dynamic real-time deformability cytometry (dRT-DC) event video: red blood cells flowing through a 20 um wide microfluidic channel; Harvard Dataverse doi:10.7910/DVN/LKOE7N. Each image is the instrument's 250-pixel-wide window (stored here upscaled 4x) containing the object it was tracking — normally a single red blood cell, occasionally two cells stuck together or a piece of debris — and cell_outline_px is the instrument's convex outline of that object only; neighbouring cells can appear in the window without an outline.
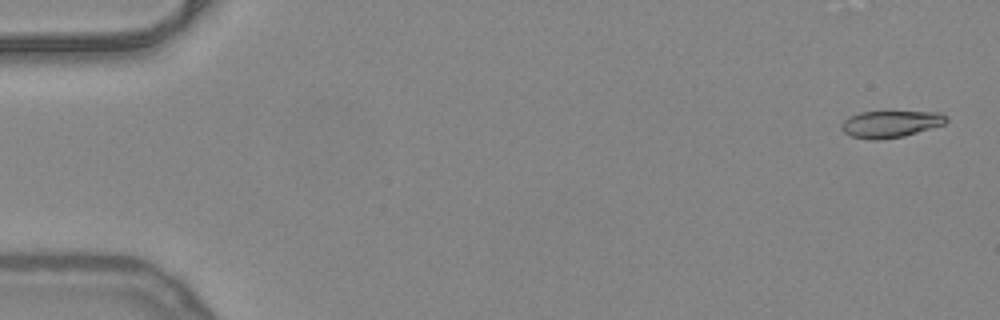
{"species": "common noctule bat (a hibernating species)", "species_latin": "Nyctalus noctula", "temperature_condition": "warm", "stored_images_in_passage": 52, "camera_frame_rate_fps": 3000, "um_per_image_px": 0.085, "animal": {"sex": "female", "body_mass_g": 24.6, "forearm_length_mm": 56.2}, "frame": {"image": 1, "passage_image": 2, "time_ms": 0.333, "image_size_px": [1000, 320], "cell_outline_px": [[948, 120], [944, 124], [904, 136], [880, 140], [868, 140], [852, 136], [844, 132], [840, 128], [840, 124], [848, 116], [860, 112], [940, 112], [948, 116]], "centroid_in_image_um": [75.67, 10.54], "position_along_channel_um": 9.3, "area_um2": 16.47}}
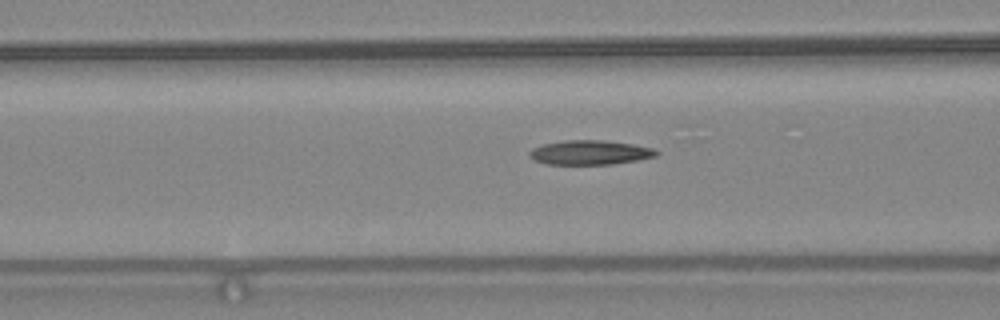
{"frame": {"image": 2, "passage_image": 21, "time_ms": 6.667, "image_size_px": [1000, 320], "cell_outline_px": [[660, 152], [656, 156], [640, 160], [612, 164], [544, 164], [532, 160], [528, 156], [528, 152], [532, 148], [544, 144], [564, 140], [604, 140], [632, 144], [652, 148]], "centroid_in_image_um": [50.12, 12.97], "position_along_channel_um": 116.5, "area_um2": 18.21}}
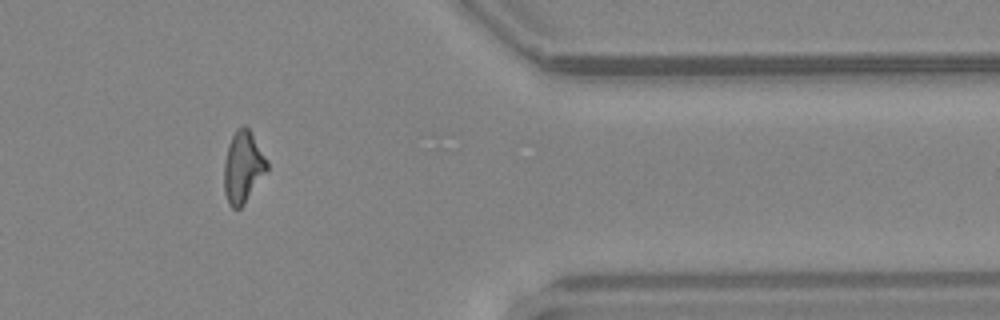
{"frame": {"image": 3, "passage_image": 43, "time_ms": 14.0, "image_size_px": [1000, 320], "cell_outline_px": [[268, 168], [244, 204], [240, 208], [232, 208], [228, 204], [224, 192], [224, 164], [228, 144], [236, 128], [244, 124], [252, 132], [268, 160]], "centroid_in_image_um": [20.65, 14.17], "position_along_channel_um": 390.8, "area_um2": 18.03}, "authors_computed_cell_mechanics": {"area_um2": 17.8024, "velocity_mm_per_s": 4.0327, "shape_relaxation_time_tau1_ms": 8.3473, "shape_relaxation_time_tau2_ms": 2.2769, "deformation_change_tau1": 0.2518, "deformation_change_tau2": 0.1049}}